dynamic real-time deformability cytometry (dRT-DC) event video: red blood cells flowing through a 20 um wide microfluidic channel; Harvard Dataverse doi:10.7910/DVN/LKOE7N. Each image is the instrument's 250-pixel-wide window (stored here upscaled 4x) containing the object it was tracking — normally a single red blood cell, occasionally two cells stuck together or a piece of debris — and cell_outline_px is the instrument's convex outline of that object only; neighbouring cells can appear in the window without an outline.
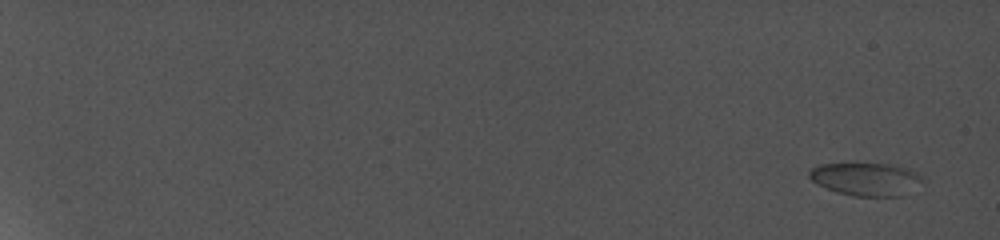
{"species": "common noctule bat (a hibernating species)", "species_latin": "Nyctalus noctula", "temperature_condition": "cold", "stored_images_in_passage": 15, "camera_frame_rate_fps": 5000, "um_per_image_px": 0.085, "animal": {"sex": "female", "body_mass_g": 19.0, "forearm_length_mm": 56.7}, "frame": {"image": 1, "passage_image": 1, "time_ms": 0.0, "image_size_px": [1000, 240], "cell_outline_px": [[904, 172], [892, 196], [856, 196], [840, 192], [828, 188], [812, 180], [812, 168], [824, 164], [880, 164], [896, 168]], "centroid_in_image_um": [72.98, 15.19], "position_along_channel_um": 12.0, "area_um2": 17.34}}
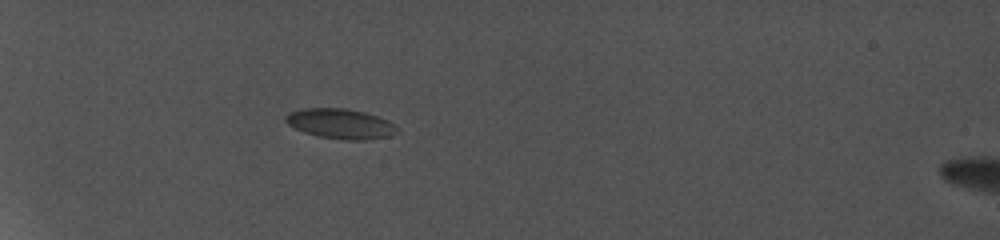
{"frame": {"image": 2, "passage_image": 9, "time_ms": 7.2, "image_size_px": [1000, 240], "cell_outline_px": [[392, 124], [384, 136], [360, 140], [356, 140], [320, 136], [304, 132], [288, 124], [284, 120], [292, 112], [304, 108], [340, 108], [360, 112], [376, 116]], "centroid_in_image_um": [28.76, 10.49], "position_along_channel_um": 56.2, "area_um2": 17.92}}
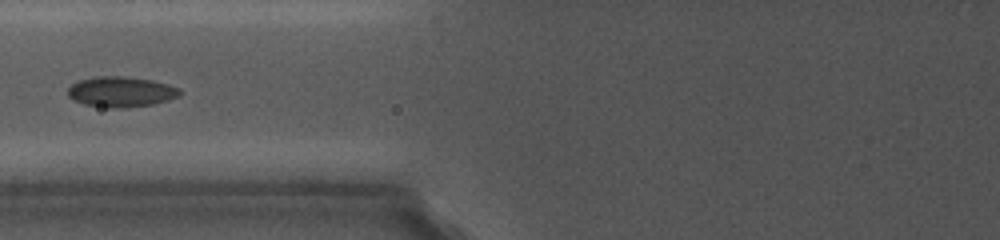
{"frame": {"image": 3, "passage_image": 12, "time_ms": 10.0, "image_size_px": [1000, 240], "cell_outline_px": [[180, 92], [176, 96], [152, 104], [84, 104], [68, 96], [68, 88], [72, 84], [80, 80], [96, 76], [120, 76], [152, 80], [176, 88]], "centroid_in_image_um": [10.21, 7.72], "position_along_channel_um": 115.6, "area_um2": 18.09}}